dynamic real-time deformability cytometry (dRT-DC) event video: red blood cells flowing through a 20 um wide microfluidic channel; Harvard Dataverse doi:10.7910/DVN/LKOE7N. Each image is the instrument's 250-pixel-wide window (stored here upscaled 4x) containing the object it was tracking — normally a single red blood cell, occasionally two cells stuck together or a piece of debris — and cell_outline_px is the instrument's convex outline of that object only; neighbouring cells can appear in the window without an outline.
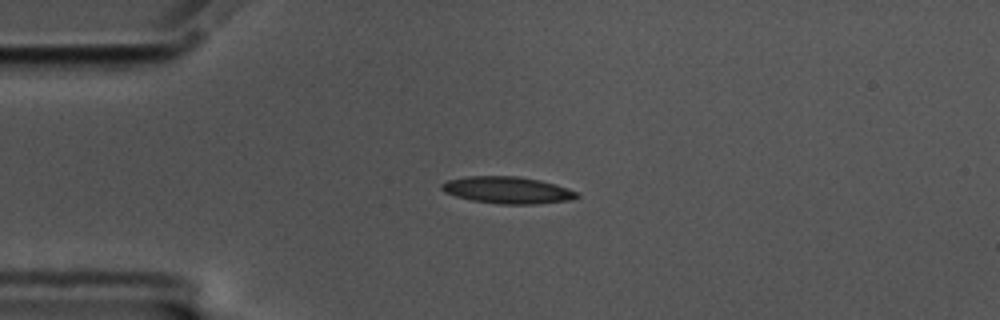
{"species": "common noctule bat (a hibernating species)", "species_latin": "Nyctalus noctula", "temperature_condition": "cold", "stored_images_in_passage": 45, "camera_frame_rate_fps": 3000, "um_per_image_px": 0.085, "animal": {"sex": "male", "body_mass_g": 17.5, "forearm_length_mm": 52.3}, "frame": {"image": 1, "passage_image": 1, "time_ms": 0.0, "image_size_px": [1000, 320], "cell_outline_px": [[580, 196], [572, 200], [536, 204], [500, 204], [472, 200], [456, 196], [444, 192], [440, 188], [440, 184], [448, 180], [468, 176], [516, 176], [540, 180], [556, 184], [568, 188], [576, 192]], "centroid_in_image_um": [43.14, 16.16], "position_along_channel_um": 41.9, "area_um2": 21.21}}
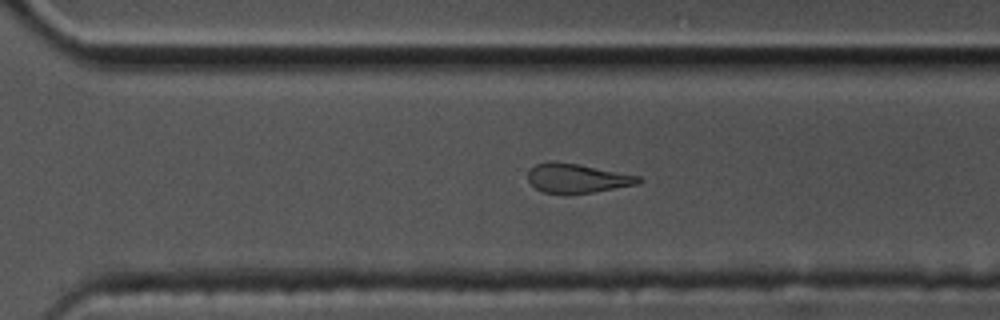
{"frame": {"image": 2, "passage_image": 27, "time_ms": 8.667, "image_size_px": [1000, 320], "cell_outline_px": [[644, 180], [640, 184], [568, 196], [564, 196], [544, 192], [536, 188], [528, 180], [528, 168], [536, 164], [548, 160], [556, 160], [580, 164], [640, 176]], "centroid_in_image_um": [49.03, 15.16], "position_along_channel_um": 321.6, "area_um2": 19.59}}
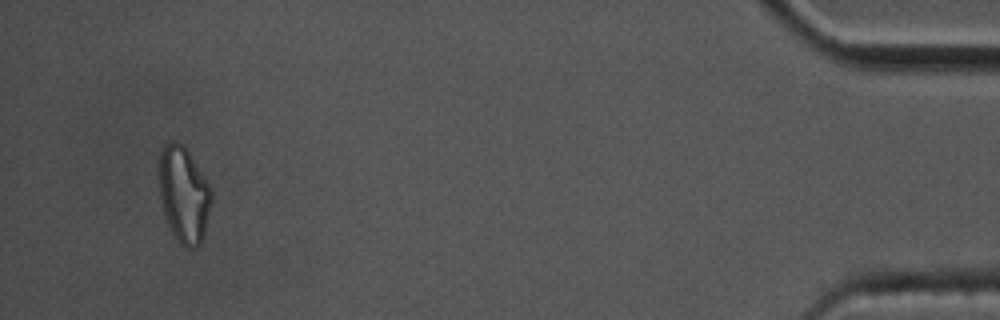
{"frame": {"image": 3, "passage_image": 42, "time_ms": 13.667, "image_size_px": [1000, 320], "cell_outline_px": [[212, 200], [204, 236], [200, 244], [196, 248], [188, 248], [180, 244], [172, 232], [164, 212], [160, 196], [160, 152], [164, 144], [172, 140], [176, 140], [188, 152], [204, 176], [212, 192]], "centroid_in_image_um": [15.64, 16.56], "position_along_channel_um": 419.6, "area_um2": 28.9}, "authors_computed_cell_mechanics": {"area_um2": 20.5768, "velocity_mm_per_s": 3.482, "shape_relaxation_time_tau1_ms": 7.6749, "shape_relaxation_time_tau2_ms": 4.8241, "deformation_change_tau1": 0.1946, "deformation_change_tau2": 0.1554}}